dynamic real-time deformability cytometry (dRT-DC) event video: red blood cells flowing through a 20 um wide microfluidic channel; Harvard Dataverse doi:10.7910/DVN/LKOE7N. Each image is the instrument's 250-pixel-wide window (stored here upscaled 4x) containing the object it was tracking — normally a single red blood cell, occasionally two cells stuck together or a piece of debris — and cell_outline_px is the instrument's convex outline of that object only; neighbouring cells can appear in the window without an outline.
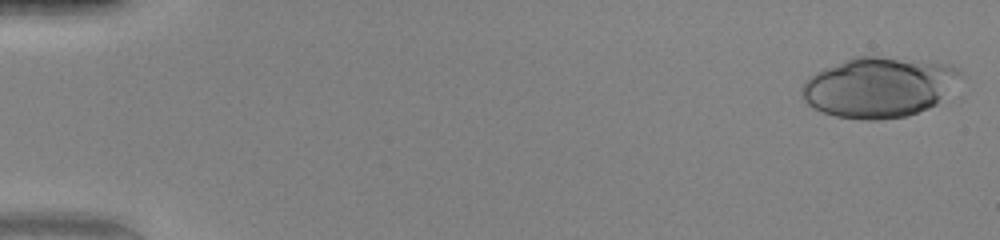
{"species": "human", "species_latin": "Homo sapiens", "temperature_condition": "warm", "stored_images_in_passage": 49, "camera_frame_rate_fps": 3000, "um_per_image_px": 0.085, "donor": {"sex": "female"}, "frame": {"image": 1, "passage_image": 1, "time_ms": 0.0, "image_size_px": [1000, 240], "cell_outline_px": [[968, 76], [936, 104], [928, 108], [904, 116], [880, 120], [860, 120], [836, 116], [812, 108], [804, 100], [800, 92], [800, 88], [804, 80], [816, 72], [824, 68], [852, 56], [876, 56], [952, 64], [960, 68]], "centroid_in_image_um": [74.76, 7.4], "position_along_channel_um": 10.2, "area_um2": 56.59}}
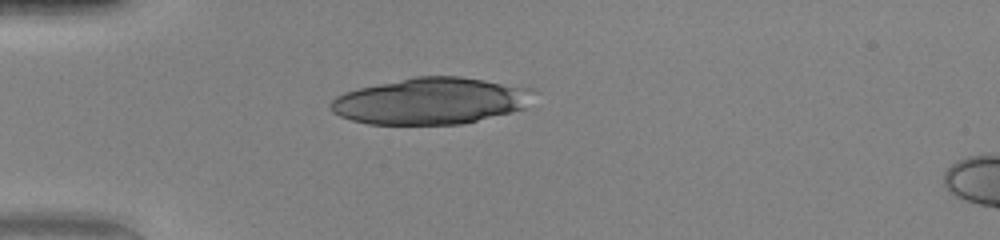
{"frame": {"image": 2, "passage_image": 14, "time_ms": 4.333, "image_size_px": [1000, 240], "cell_outline_px": [[536, 92], [524, 108], [512, 112], [460, 124], [368, 124], [352, 120], [340, 116], [332, 112], [328, 104], [336, 96], [344, 92], [360, 88], [416, 76], [460, 76], [532, 88]], "centroid_in_image_um": [36.61, 8.58], "position_along_channel_um": 48.4, "area_um2": 54.79}}
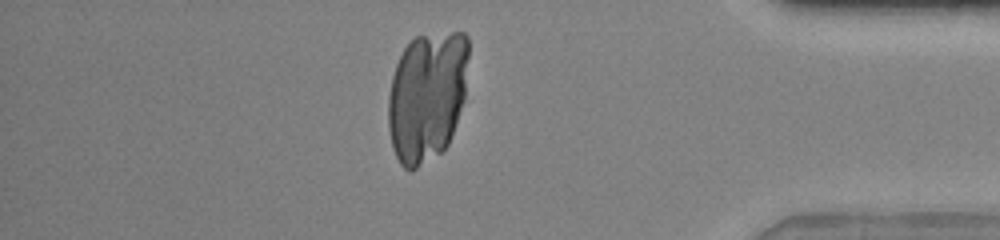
{"frame": {"image": 3, "passage_image": 43, "time_ms": 14.0, "image_size_px": [1000, 240], "cell_outline_px": [[468, 56], [464, 100], [448, 144], [440, 152], [412, 172], [408, 172], [400, 164], [392, 148], [388, 128], [388, 96], [392, 76], [396, 64], [404, 48], [416, 36], [452, 32], [464, 32], [468, 36]], "centroid_in_image_um": [36.28, 8.19], "position_along_channel_um": 398.9, "area_um2": 61.38}}